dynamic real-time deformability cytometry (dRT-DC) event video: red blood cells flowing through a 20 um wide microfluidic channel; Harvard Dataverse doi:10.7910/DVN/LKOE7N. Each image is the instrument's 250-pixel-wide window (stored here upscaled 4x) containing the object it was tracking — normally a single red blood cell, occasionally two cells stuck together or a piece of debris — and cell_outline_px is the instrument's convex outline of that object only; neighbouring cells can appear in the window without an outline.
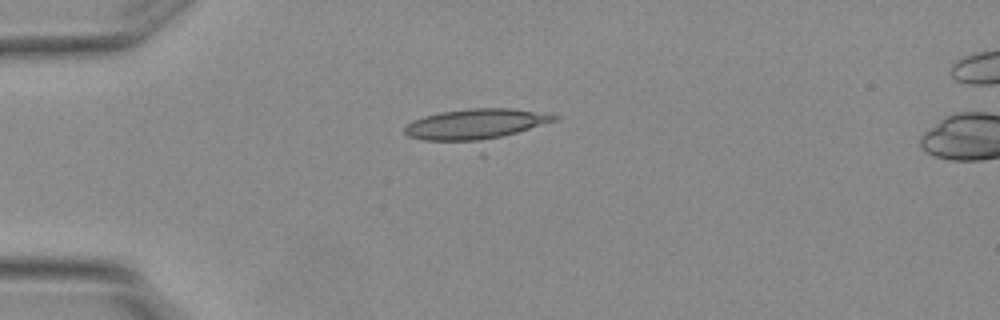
{"species": "Egyptian fruit bat (a non-hibernating species)", "species_latin": "Rousettus aegyptiacus", "temperature_condition": "warm", "stored_images_in_passage": 3, "camera_frame_rate_fps": 3000, "um_per_image_px": 0.085, "animal": {"sex": "female"}, "frame": {"image": 1, "passage_image": 3, "time_ms": 0.667, "image_size_px": [1000, 320], "cell_outline_px": [[560, 116], [556, 120], [476, 144], [472, 144], [424, 140], [408, 136], [404, 132], [404, 128], [412, 120], [424, 116], [440, 112], [468, 108], [512, 108], [552, 112]], "centroid_in_image_um": [40.43, 10.57], "position_along_channel_um": 44.6, "area_um2": 27.4}}